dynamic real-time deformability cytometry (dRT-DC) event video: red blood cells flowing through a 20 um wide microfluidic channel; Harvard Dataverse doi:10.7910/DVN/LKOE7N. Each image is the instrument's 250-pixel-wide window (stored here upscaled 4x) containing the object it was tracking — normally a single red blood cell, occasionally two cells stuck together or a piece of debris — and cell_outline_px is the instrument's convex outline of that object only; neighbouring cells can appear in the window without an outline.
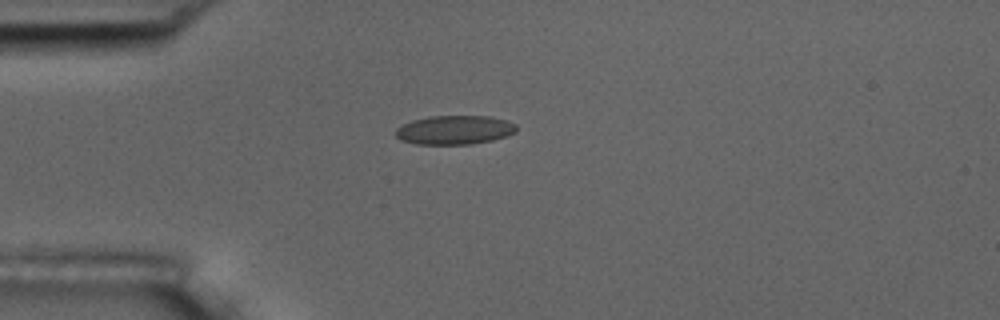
{"species": "common noctule bat (a hibernating species)", "species_latin": "Nyctalus noctula", "temperature_condition": "room temperature", "stored_images_in_passage": 7, "camera_frame_rate_fps": 3000, "um_per_image_px": 0.085, "animal": {"sex": "male", "body_mass_g": 17.5, "forearm_length_mm": 52.3}, "frame": {"image": 1, "passage_image": 5, "time_ms": 4.667, "image_size_px": [1000, 320], "cell_outline_px": [[516, 132], [492, 140], [472, 144], [416, 144], [400, 140], [396, 136], [396, 128], [412, 120], [428, 116], [492, 116], [508, 120], [516, 124]], "centroid_in_image_um": [38.64, 11.04], "position_along_channel_um": 46.4, "area_um2": 20.46}}